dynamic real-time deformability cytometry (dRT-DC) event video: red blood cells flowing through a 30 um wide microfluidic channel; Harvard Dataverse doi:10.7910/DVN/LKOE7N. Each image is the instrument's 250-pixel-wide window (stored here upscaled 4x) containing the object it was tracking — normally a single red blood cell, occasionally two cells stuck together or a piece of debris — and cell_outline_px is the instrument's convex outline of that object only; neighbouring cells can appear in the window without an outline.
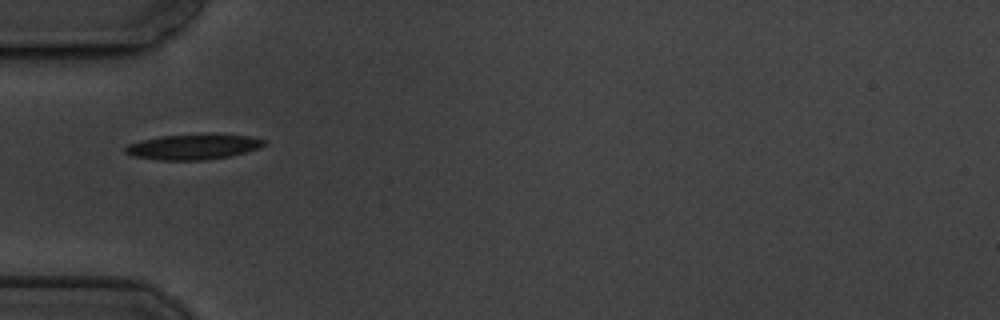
{"species": "common noctule bat (a hibernating species)", "species_latin": "Nyctalus noctula", "temperature_condition": "cold", "stored_images_in_passage": 8, "camera_frame_rate_fps": 3000, "um_per_image_px": 0.085, "animal": {"sex": "male", "body_mass_g": 19.5, "forearm_length_mm": 54.6}, "frame": {"image": 1, "passage_image": 6, "time_ms": 6.0, "image_size_px": [1000, 320], "cell_outline_px": [[264, 144], [260, 148], [228, 156], [204, 160], [160, 160], [132, 156], [124, 152], [124, 148], [128, 144], [140, 140], [160, 136], [204, 132], [208, 132], [248, 136], [264, 140]], "centroid_in_image_um": [16.39, 12.45], "position_along_channel_um": 68.6, "area_um2": 20.92}}
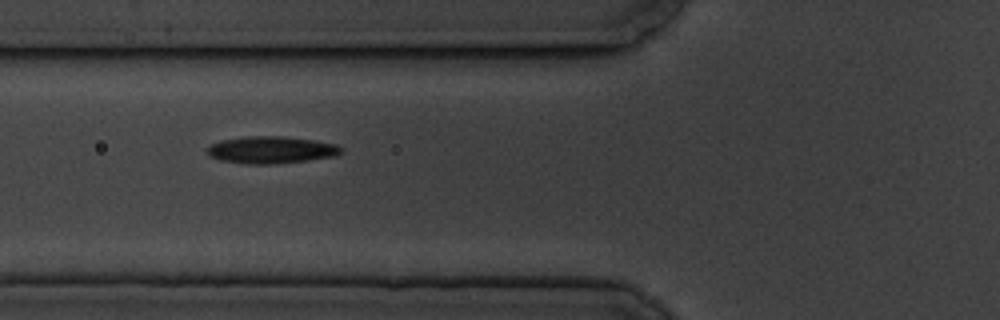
{"frame": {"image": 2, "passage_image": 7, "time_ms": 7.0, "image_size_px": [1000, 320], "cell_outline_px": [[344, 152], [336, 156], [304, 160], [268, 164], [248, 164], [220, 160], [208, 156], [208, 148], [212, 144], [220, 140], [244, 136], [284, 136], [316, 140], [336, 144], [344, 148]], "centroid_in_image_um": [23.08, 12.72], "position_along_channel_um": 102.7, "area_um2": 21.21}}
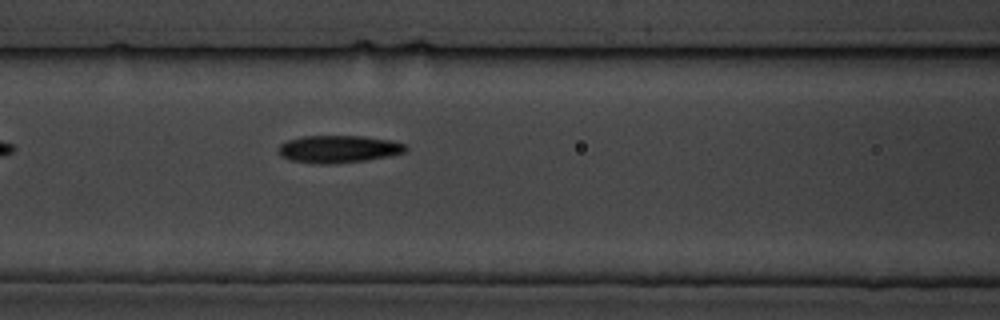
{"frame": {"image": 3, "passage_image": 8, "time_ms": 8.0, "image_size_px": [1000, 320], "cell_outline_px": [[408, 148], [404, 152], [388, 156], [368, 160], [336, 164], [312, 164], [288, 160], [280, 156], [280, 144], [288, 140], [300, 136], [364, 136], [392, 140], [404, 144]], "centroid_in_image_um": [28.76, 12.68], "position_along_channel_um": 137.8, "area_um2": 20.58}}